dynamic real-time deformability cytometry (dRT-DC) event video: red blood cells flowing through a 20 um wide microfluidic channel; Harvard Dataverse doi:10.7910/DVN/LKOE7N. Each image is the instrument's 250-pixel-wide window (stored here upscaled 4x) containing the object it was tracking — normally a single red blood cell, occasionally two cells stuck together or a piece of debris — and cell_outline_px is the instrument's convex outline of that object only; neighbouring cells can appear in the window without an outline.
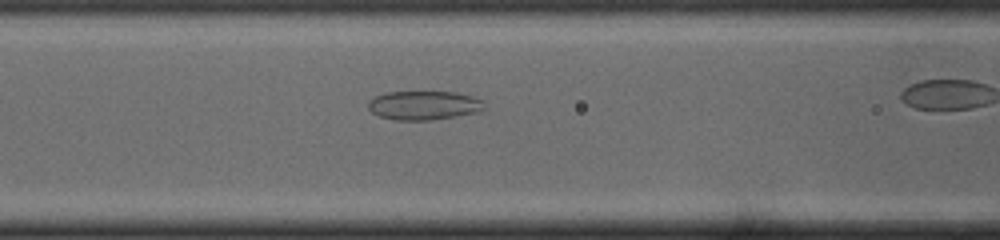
{"species": "common noctule bat (a hibernating species)", "species_latin": "Nyctalus noctula", "temperature_condition": "cold", "stored_images_in_passage": 23, "camera_frame_rate_fps": 3000, "um_per_image_px": 0.085, "animal": {"sex": "male", "body_mass_g": 19.0, "forearm_length_mm": 50.8}, "frame": {"image": 1, "passage_image": 7, "time_ms": 2.0, "image_size_px": [1000, 240], "cell_outline_px": [[488, 108], [480, 112], [456, 116], [428, 120], [396, 120], [380, 116], [372, 112], [368, 108], [368, 100], [376, 96], [388, 92], [456, 92], [472, 96], [484, 100]], "centroid_in_image_um": [36.1, 8.95], "position_along_channel_um": 130.5, "area_um2": 19.77}}
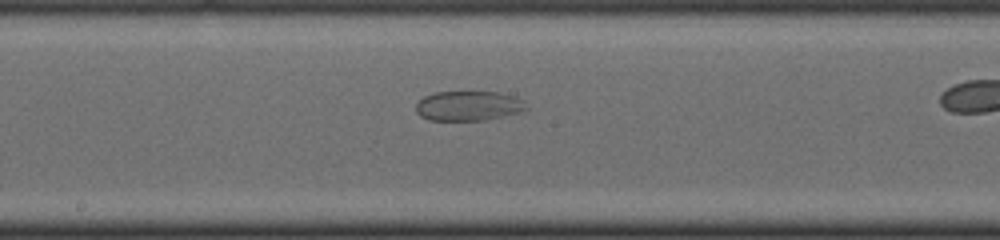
{"frame": {"image": 2, "passage_image": 13, "time_ms": 4.0, "image_size_px": [1000, 240], "cell_outline_px": [[528, 108], [520, 112], [484, 120], [428, 120], [420, 116], [416, 112], [416, 104], [424, 96], [432, 92], [500, 92], [524, 100]], "centroid_in_image_um": [39.8, 8.99], "position_along_channel_um": 208.4, "area_um2": 19.13}}
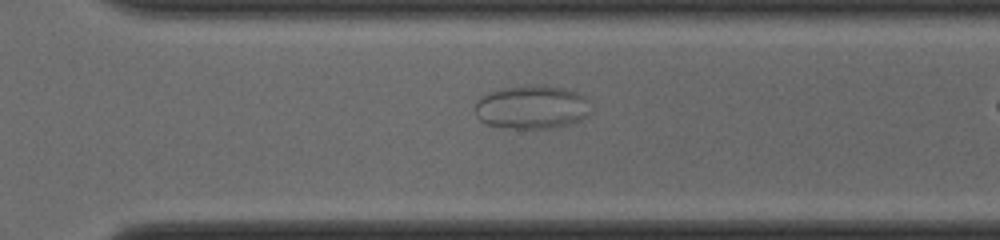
{"frame": {"image": 3, "passage_image": 22, "time_ms": 7.0, "image_size_px": [1000, 240], "cell_outline_px": [[588, 116], [580, 120], [556, 128], [508, 128], [488, 124], [480, 120], [476, 116], [472, 108], [476, 100], [480, 96], [488, 92], [504, 88], [544, 84], [564, 88], [576, 92], [584, 96], [588, 100]], "centroid_in_image_um": [45.16, 9.1], "position_along_channel_um": 325.4, "area_um2": 29.59}}